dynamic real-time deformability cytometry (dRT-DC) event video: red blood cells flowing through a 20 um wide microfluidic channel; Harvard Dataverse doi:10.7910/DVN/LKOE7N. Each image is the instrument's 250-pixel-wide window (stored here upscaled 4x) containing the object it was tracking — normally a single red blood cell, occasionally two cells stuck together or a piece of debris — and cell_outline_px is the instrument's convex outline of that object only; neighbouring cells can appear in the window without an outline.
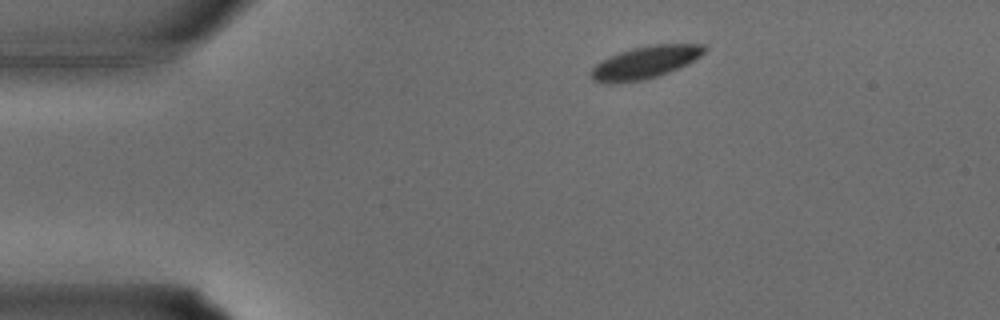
{"species": "common noctule bat (a hibernating species)", "species_latin": "Nyctalus noctula", "temperature_condition": "warm", "stored_images_in_passage": 29, "camera_frame_rate_fps": 3000, "um_per_image_px": 0.085, "animal": {"sex": "male", "body_mass_g": 15.6}, "frame": {"image": 1, "passage_image": 1, "time_ms": 0.0, "image_size_px": [1000, 320], "cell_outline_px": [[708, 48], [700, 56], [688, 64], [668, 72], [644, 80], [616, 84], [604, 84], [592, 80], [588, 76], [592, 68], [596, 64], [620, 52], [652, 44], [704, 44]], "centroid_in_image_um": [54.82, 5.33], "position_along_channel_um": 30.2, "area_um2": 21.44}}
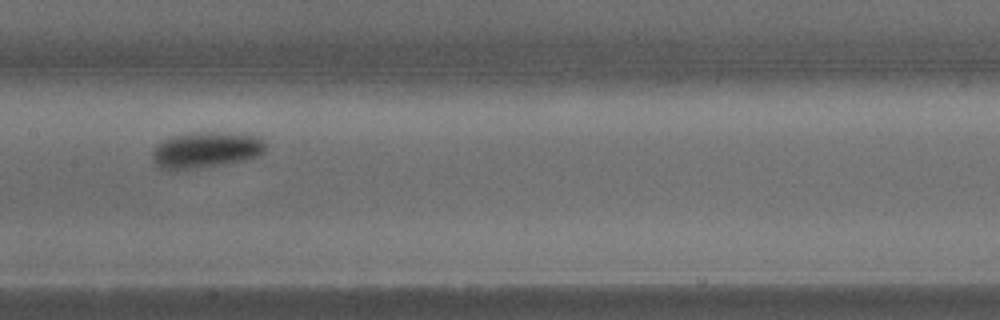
{"frame": {"image": 2, "passage_image": 12, "time_ms": 3.667, "image_size_px": [1000, 320], "cell_outline_px": [[264, 152], [260, 156], [244, 160], [204, 168], [176, 172], [168, 172], [156, 168], [152, 160], [152, 152], [156, 144], [160, 140], [172, 136], [192, 132], [224, 132], [260, 136], [264, 140]], "centroid_in_image_um": [17.41, 12.78], "position_along_channel_um": 190.0, "area_um2": 24.85}}
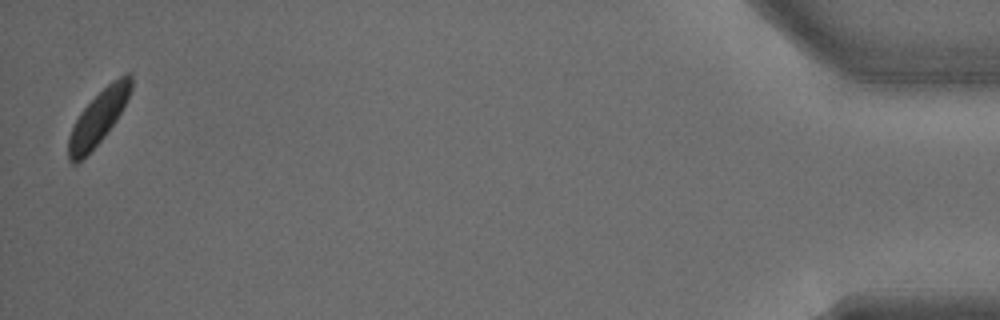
{"frame": {"image": 3, "passage_image": 29, "time_ms": 9.333, "image_size_px": [1000, 320], "cell_outline_px": [[132, 88], [116, 120], [104, 136], [76, 164], [72, 164], [68, 160], [68, 136], [80, 112], [108, 84], [124, 72], [132, 72]], "centroid_in_image_um": [8.36, 9.96], "position_along_channel_um": 426.8, "area_um2": 19.13}}